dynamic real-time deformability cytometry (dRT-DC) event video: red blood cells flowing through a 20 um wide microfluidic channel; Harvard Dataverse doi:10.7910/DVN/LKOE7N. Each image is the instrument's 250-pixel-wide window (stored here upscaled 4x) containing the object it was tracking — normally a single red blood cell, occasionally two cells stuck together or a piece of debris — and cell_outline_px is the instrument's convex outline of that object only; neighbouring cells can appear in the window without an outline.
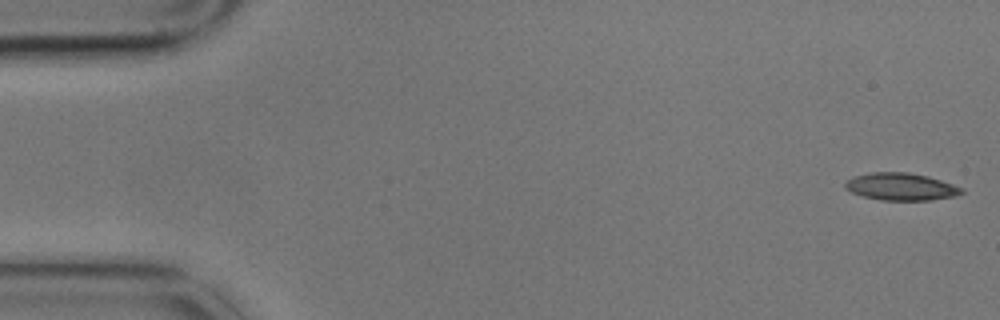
{"species": "common noctule bat (a hibernating species)", "species_latin": "Nyctalus noctula", "temperature_condition": "cold", "stored_images_in_passage": 4, "camera_frame_rate_fps": 3000, "um_per_image_px": 0.085, "animal": {"sex": "male", "body_mass_g": 17.9}, "frame": {"image": 1, "passage_image": 1, "time_ms": 0.0, "image_size_px": [1000, 320], "cell_outline_px": [[964, 192], [956, 196], [932, 200], [880, 200], [864, 196], [852, 192], [844, 188], [844, 184], [852, 176], [868, 172], [908, 172], [928, 176], [964, 188]], "centroid_in_image_um": [76.58, 15.86], "position_along_channel_um": 8.4, "area_um2": 18.67}}
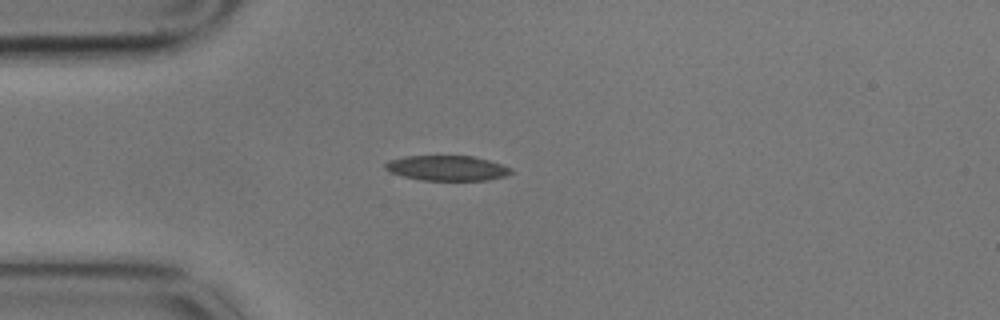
{"frame": {"image": 2, "passage_image": 4, "time_ms": 1.0, "image_size_px": [1000, 320], "cell_outline_px": [[512, 172], [504, 176], [488, 180], [420, 180], [404, 176], [392, 172], [384, 168], [384, 164], [388, 160], [404, 156], [472, 156], [488, 160], [512, 168]], "centroid_in_image_um": [37.98, 14.28], "position_along_channel_um": 47.0, "area_um2": 18.26}}